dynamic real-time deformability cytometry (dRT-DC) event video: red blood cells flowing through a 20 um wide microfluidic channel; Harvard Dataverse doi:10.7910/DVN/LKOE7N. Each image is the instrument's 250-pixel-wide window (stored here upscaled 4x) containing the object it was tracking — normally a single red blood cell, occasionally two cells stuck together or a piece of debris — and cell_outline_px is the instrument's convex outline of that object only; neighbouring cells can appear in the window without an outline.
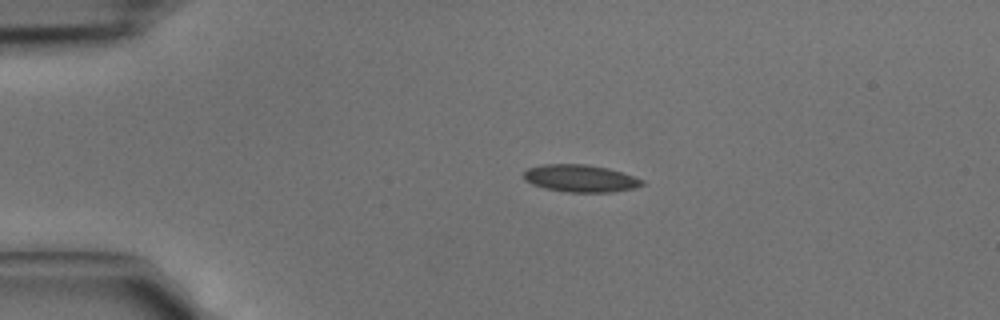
{"species": "common noctule bat (a hibernating species)", "species_latin": "Nyctalus noctula", "temperature_condition": "cold", "stored_images_in_passage": 2, "camera_frame_rate_fps": 3000, "um_per_image_px": 0.085, "animal": {"sex": "male", "body_mass_g": 15.6}, "frame": {"image": 1, "passage_image": 1, "time_ms": 0.0, "image_size_px": [1000, 320], "cell_outline_px": [[644, 184], [636, 188], [612, 192], [568, 192], [544, 188], [532, 184], [524, 180], [524, 172], [528, 168], [544, 164], [584, 164], [608, 168], [644, 180]], "centroid_in_image_um": [49.33, 15.16], "position_along_channel_um": 35.7, "area_um2": 18.79}}